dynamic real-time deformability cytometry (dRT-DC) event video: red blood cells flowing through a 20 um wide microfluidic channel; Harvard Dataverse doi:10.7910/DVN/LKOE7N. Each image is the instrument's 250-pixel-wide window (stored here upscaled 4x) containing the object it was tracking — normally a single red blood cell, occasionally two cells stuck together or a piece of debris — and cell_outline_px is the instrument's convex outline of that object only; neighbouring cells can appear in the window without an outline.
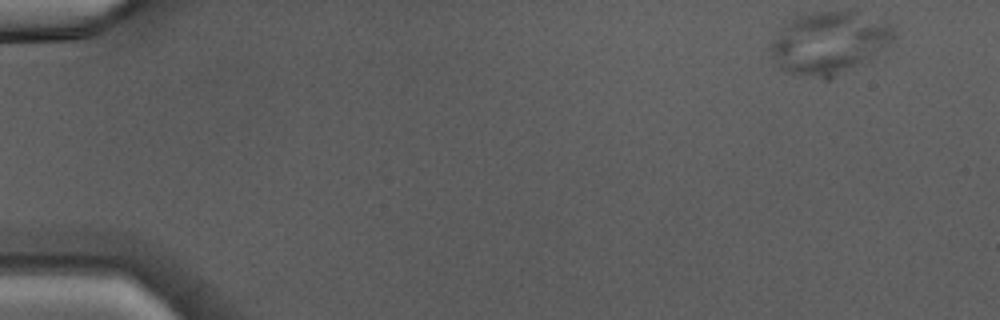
{"species": "Egyptian fruit bat (a non-hibernating species)", "species_latin": "Rousettus aegyptiacus", "temperature_condition": "warm", "stored_images_in_passage": 8, "segment_of_instrument_passage": [1, 2], "camera_frame_rate_fps": 3000, "um_per_image_px": 0.085, "animal": {"sex": "male"}, "frame": {"image": 1, "passage_image": 1, "time_ms": 0.0, "image_size_px": [1000, 320], "cell_outline_px": [[896, 36], [872, 60], [864, 64], [828, 72], [784, 72], [772, 64], [768, 48], [772, 40], [796, 16], [816, 12], [852, 12], [896, 24]], "centroid_in_image_um": [70.51, 3.56], "position_along_channel_um": 14.5, "area_um2": 43.0}}